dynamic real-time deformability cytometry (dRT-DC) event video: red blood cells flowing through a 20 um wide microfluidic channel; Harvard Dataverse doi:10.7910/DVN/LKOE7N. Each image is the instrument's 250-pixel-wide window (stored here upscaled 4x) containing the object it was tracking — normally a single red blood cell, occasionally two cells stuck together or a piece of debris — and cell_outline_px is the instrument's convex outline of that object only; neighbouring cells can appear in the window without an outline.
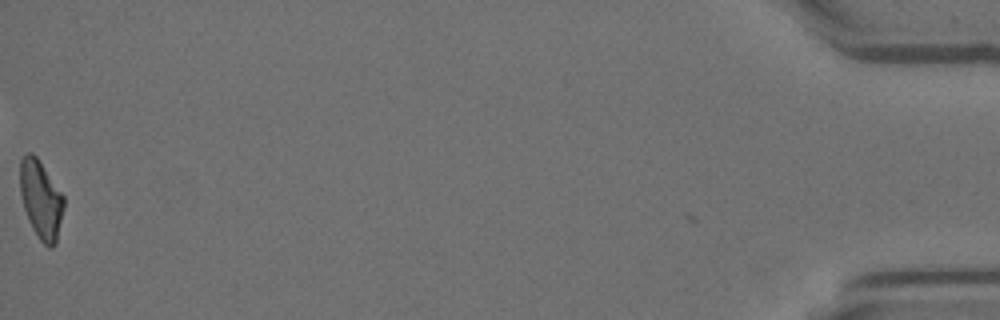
{"species": "Egyptian fruit bat (a non-hibernating species)", "species_latin": "Rousettus aegyptiacus", "temperature_condition": "room temperature", "stored_images_in_passage": 49, "camera_frame_rate_fps": 3000, "um_per_image_px": 0.085, "animal": {"sex": "female"}, "frame": {"image": 1, "passage_image": 49, "time_ms": 16.0, "image_size_px": [1000, 320], "cell_outline_px": [[64, 208], [56, 244], [52, 248], [48, 248], [40, 240], [32, 228], [24, 208], [20, 192], [20, 160], [28, 152], [32, 152], [36, 156], [64, 196]], "centroid_in_image_um": [3.49, 16.98], "position_along_channel_um": 431.7, "area_um2": 19.88}}